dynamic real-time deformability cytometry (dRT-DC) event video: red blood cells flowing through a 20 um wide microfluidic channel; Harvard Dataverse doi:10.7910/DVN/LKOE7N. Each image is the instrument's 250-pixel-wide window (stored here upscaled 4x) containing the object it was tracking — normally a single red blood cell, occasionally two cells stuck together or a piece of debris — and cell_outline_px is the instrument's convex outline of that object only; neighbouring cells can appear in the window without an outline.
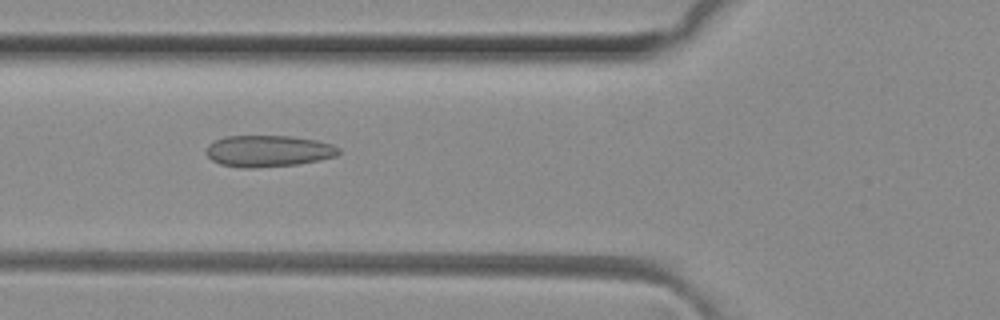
{"species": "common noctule bat (a hibernating species)", "species_latin": "Nyctalus noctula", "temperature_condition": "room temperature", "stored_images_in_passage": 34, "camera_frame_rate_fps": 3000, "um_per_image_px": 0.085, "animal": {"sex": "female", "body_mass_g": 29.2, "forearm_length_mm": 56.3}, "frame": {"image": 1, "passage_image": 3, "time_ms": 0.667, "image_size_px": [1000, 320], "cell_outline_px": [[340, 152], [336, 156], [296, 164], [252, 168], [244, 168], [220, 164], [212, 160], [208, 156], [208, 144], [224, 136], [292, 136], [316, 140], [332, 144], [340, 148]], "centroid_in_image_um": [22.81, 12.83], "position_along_channel_um": 103.0, "area_um2": 24.1}}
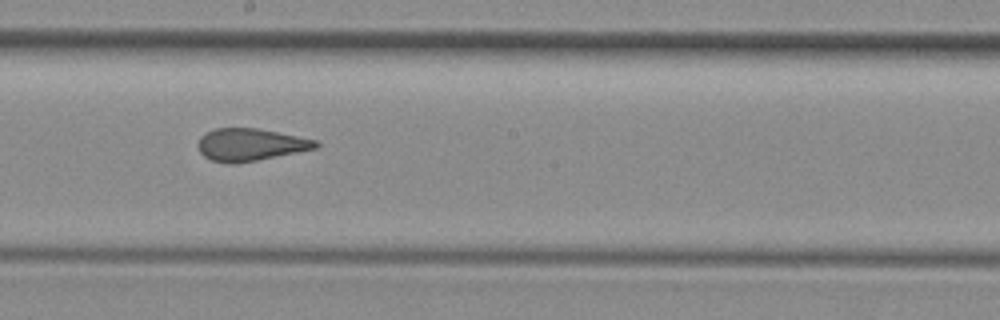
{"frame": {"image": 2, "passage_image": 12, "time_ms": 3.667, "image_size_px": [1000, 320], "cell_outline_px": [[320, 144], [316, 148], [256, 160], [232, 164], [212, 160], [204, 156], [200, 152], [196, 144], [200, 136], [204, 132], [216, 128], [256, 128], [316, 140]], "centroid_in_image_um": [21.21, 12.29], "position_along_channel_um": 227.0, "area_um2": 21.96}}
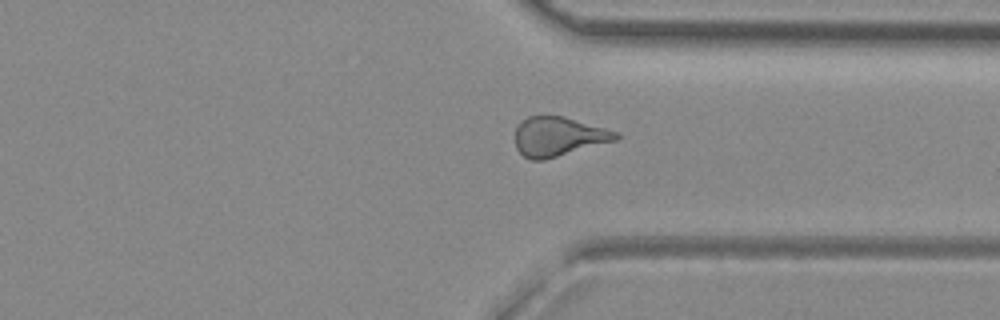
{"frame": {"image": 3, "passage_image": 22, "time_ms": 7.0, "image_size_px": [1000, 320], "cell_outline_px": [[620, 136], [616, 140], [544, 160], [532, 160], [524, 156], [516, 148], [516, 128], [520, 120], [528, 116], [540, 112], [564, 116], [620, 132]], "centroid_in_image_um": [47.44, 11.55], "position_along_channel_um": 364.0, "area_um2": 23.58}}